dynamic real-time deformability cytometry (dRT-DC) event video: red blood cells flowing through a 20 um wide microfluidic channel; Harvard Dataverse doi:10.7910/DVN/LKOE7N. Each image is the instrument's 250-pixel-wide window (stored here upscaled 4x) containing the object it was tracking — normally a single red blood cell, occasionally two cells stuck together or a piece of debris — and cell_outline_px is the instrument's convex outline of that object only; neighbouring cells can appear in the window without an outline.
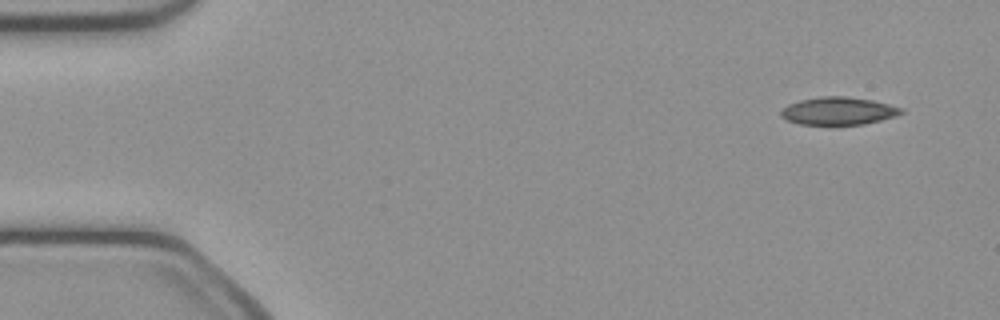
{"species": "common noctule bat (a hibernating species)", "species_latin": "Nyctalus noctula", "temperature_condition": "cold", "stored_images_in_passage": 47, "camera_frame_rate_fps": 3000, "um_per_image_px": 0.085, "animal": {"sex": "female", "body_mass_g": 21.9}, "frame": {"image": 1, "passage_image": 1, "time_ms": 0.0, "image_size_px": [1000, 320], "cell_outline_px": [[904, 112], [896, 116], [864, 124], [800, 124], [788, 120], [780, 116], [780, 112], [788, 104], [800, 100], [820, 96], [844, 96], [872, 100], [904, 108]], "centroid_in_image_um": [71.27, 9.42], "position_along_channel_um": 13.7, "area_um2": 19.31}}
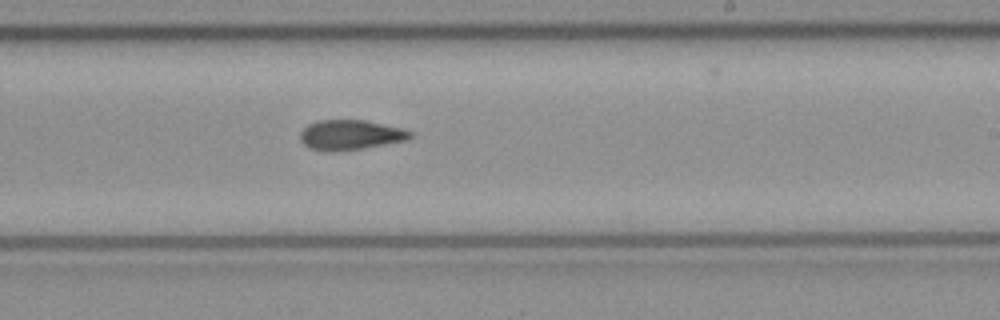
{"frame": {"image": 2, "passage_image": 27, "time_ms": 8.667, "image_size_px": [1000, 320], "cell_outline_px": [[416, 132], [408, 140], [364, 148], [336, 152], [328, 152], [308, 148], [300, 140], [300, 132], [308, 124], [320, 120], [364, 120], [404, 128]], "centroid_in_image_um": [29.81, 11.47], "position_along_channel_um": 259.2, "area_um2": 19.54}}
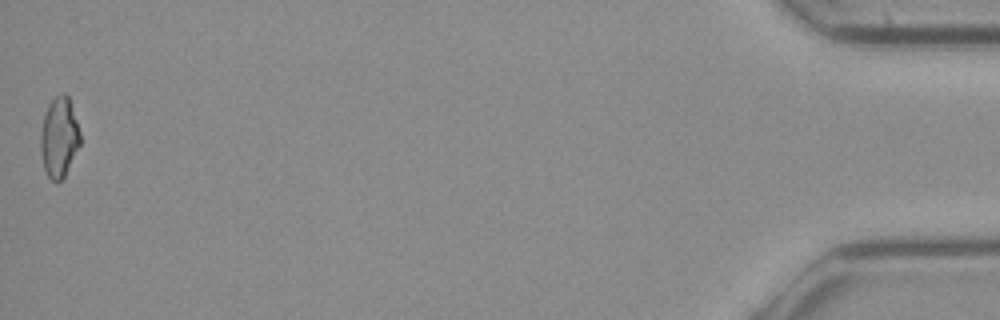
{"frame": {"image": 3, "passage_image": 47, "time_ms": 15.333, "image_size_px": [1000, 320], "cell_outline_px": [[80, 144], [64, 176], [56, 184], [48, 176], [44, 168], [40, 148], [40, 132], [44, 116], [48, 104], [56, 96], [64, 92], [68, 96], [80, 132]], "centroid_in_image_um": [5.01, 11.67], "position_along_channel_um": 430.2, "area_um2": 18.26}, "authors_computed_cell_mechanics": {"area_um2": 19.4786, "velocity_mm_per_s": 4.1093, "shape_relaxation_time_tau1_ms": null, "shape_relaxation_time_tau2_ms": 8.8957, "deformation_change_tau1": null, "deformation_change_tau2": 0.1851}}